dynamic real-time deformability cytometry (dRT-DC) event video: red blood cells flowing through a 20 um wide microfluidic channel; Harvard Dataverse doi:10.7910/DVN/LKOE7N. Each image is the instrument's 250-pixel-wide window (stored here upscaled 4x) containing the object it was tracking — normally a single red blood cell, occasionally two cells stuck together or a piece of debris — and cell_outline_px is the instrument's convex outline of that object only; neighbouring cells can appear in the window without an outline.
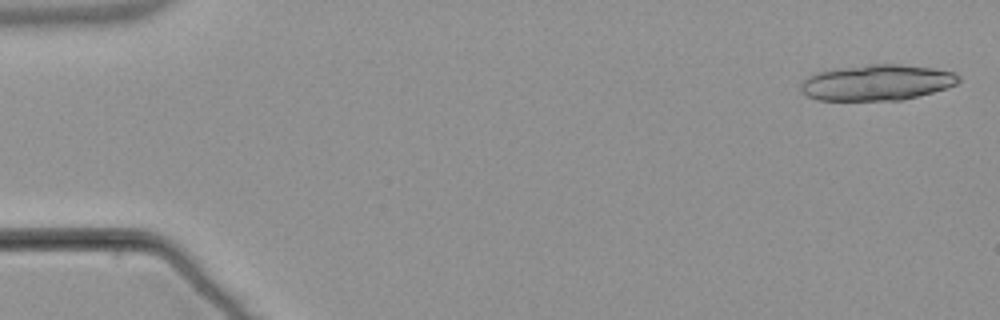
{"species": "common noctule bat (a hibernating species)", "species_latin": "Nyctalus noctula", "temperature_condition": "warm", "stored_images_in_passage": 7, "camera_frame_rate_fps": 3000, "um_per_image_px": 0.085, "animal": {"sex": "male", "body_mass_g": 21.5, "forearm_length_mm": 52.0}, "frame": {"image": 1, "passage_image": 2, "time_ms": 0.333, "image_size_px": [1000, 320], "cell_outline_px": [[960, 80], [956, 84], [932, 92], [900, 100], [816, 100], [808, 96], [800, 88], [800, 80], [816, 72], [840, 68], [868, 64], [900, 64], [932, 68], [952, 72], [960, 76]], "centroid_in_image_um": [74.49, 7.01], "position_along_channel_um": 10.5, "area_um2": 32.77}}